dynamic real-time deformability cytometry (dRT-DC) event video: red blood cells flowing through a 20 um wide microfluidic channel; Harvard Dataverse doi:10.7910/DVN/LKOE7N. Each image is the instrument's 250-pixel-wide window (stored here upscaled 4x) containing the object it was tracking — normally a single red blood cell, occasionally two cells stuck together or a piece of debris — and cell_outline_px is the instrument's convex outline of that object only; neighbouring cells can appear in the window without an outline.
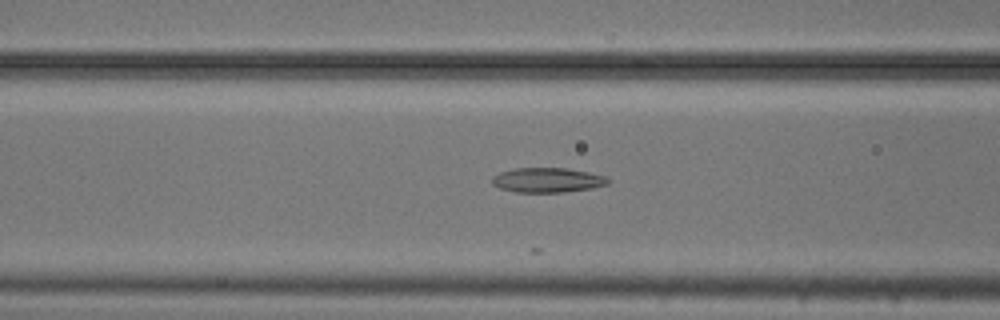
{"species": "common noctule bat (a hibernating species)", "species_latin": "Nyctalus noctula", "temperature_condition": "cold", "stored_images_in_passage": 27, "camera_frame_rate_fps": 3000, "um_per_image_px": 0.085, "animal": {"sex": "male", "body_mass_g": 20.5, "forearm_length_mm": 52.5}, "frame": {"image": 1, "passage_image": 5, "time_ms": 1.333, "image_size_px": [1000, 320], "cell_outline_px": [[612, 180], [608, 184], [592, 188], [564, 192], [516, 192], [500, 188], [492, 184], [492, 176], [500, 172], [516, 168], [568, 168], [588, 172], [604, 176]], "centroid_in_image_um": [46.54, 15.3], "position_along_channel_um": 120.1, "area_um2": 16.7}}
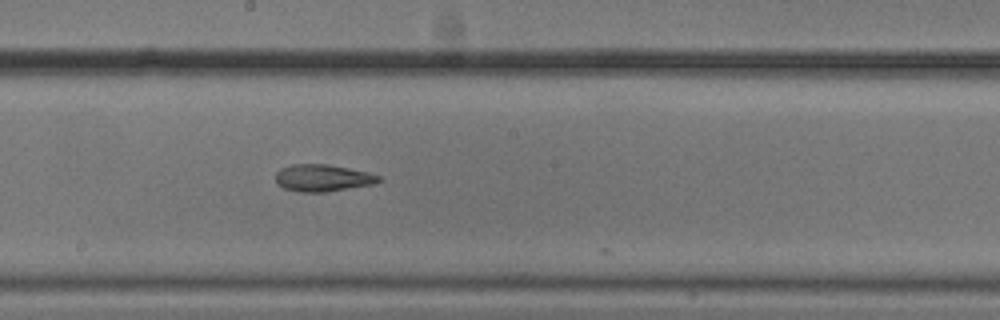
{"frame": {"image": 2, "passage_image": 13, "time_ms": 4.0, "image_size_px": [1000, 320], "cell_outline_px": [[384, 180], [372, 184], [324, 192], [300, 192], [284, 188], [276, 184], [276, 172], [280, 168], [292, 164], [328, 164], [368, 172], [380, 176]], "centroid_in_image_um": [27.41, 15.12], "position_along_channel_um": 220.8, "area_um2": 16.24}}
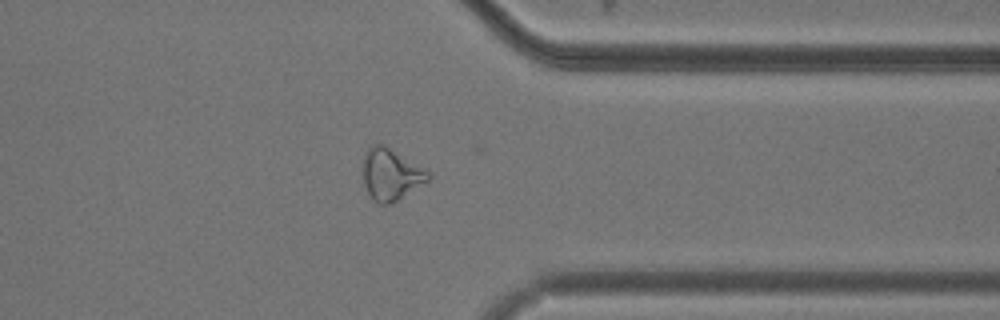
{"frame": {"image": 3, "passage_image": 26, "time_ms": 8.333, "image_size_px": [1000, 320], "cell_outline_px": [[432, 176], [428, 180], [396, 200], [388, 204], [380, 204], [372, 200], [368, 196], [364, 184], [360, 164], [368, 148], [372, 144], [384, 144], [428, 172]], "centroid_in_image_um": [33.12, 14.82], "position_along_channel_um": 378.3, "area_um2": 19.48}}